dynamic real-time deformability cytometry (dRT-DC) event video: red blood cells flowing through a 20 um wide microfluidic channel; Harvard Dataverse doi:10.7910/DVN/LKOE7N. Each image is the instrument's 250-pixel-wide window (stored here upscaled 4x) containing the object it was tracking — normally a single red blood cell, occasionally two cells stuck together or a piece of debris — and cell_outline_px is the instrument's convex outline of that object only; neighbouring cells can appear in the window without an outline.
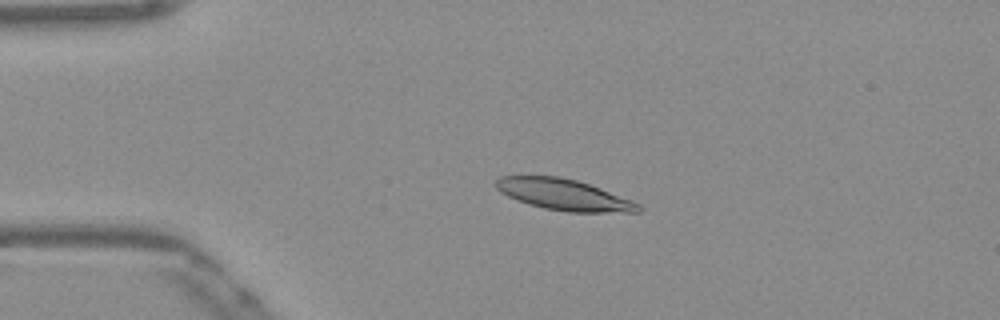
{"species": "Egyptian fruit bat (a non-hibernating species)", "species_latin": "Rousettus aegyptiacus", "temperature_condition": "warm", "stored_images_in_passage": 53, "camera_frame_rate_fps": 3000, "um_per_image_px": 0.085, "frame": {"image": 1, "passage_image": 12, "time_ms": 3.667, "image_size_px": [1000, 320], "cell_outline_px": [[644, 208], [640, 212], [568, 212], [544, 208], [528, 204], [516, 200], [500, 192], [496, 188], [496, 180], [500, 176], [560, 176], [576, 180], [600, 188], [632, 200], [640, 204]], "centroid_in_image_um": [47.94, 16.55], "position_along_channel_um": 37.1, "area_um2": 25.84}}
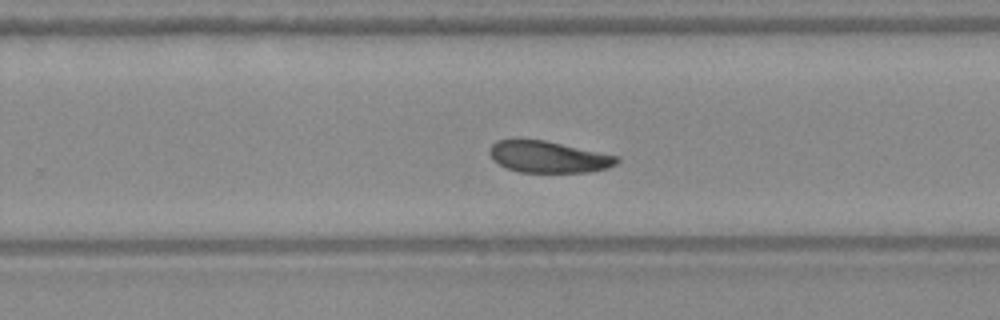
{"frame": {"image": 2, "passage_image": 34, "time_ms": 11.0, "image_size_px": [1000, 320], "cell_outline_px": [[620, 160], [616, 164], [608, 168], [592, 172], [520, 172], [508, 168], [492, 160], [488, 152], [492, 144], [496, 140], [544, 140], [620, 156]], "centroid_in_image_um": [46.65, 13.34], "position_along_channel_um": 283.2, "area_um2": 23.41}}
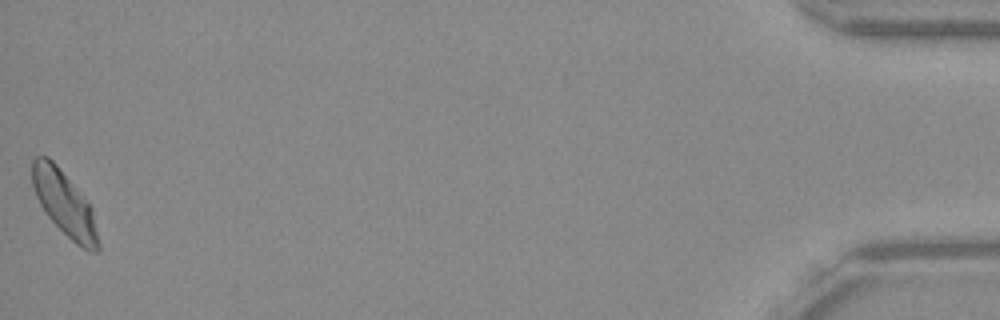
{"frame": {"image": 3, "passage_image": 53, "time_ms": 17.333, "image_size_px": [1000, 320], "cell_outline_px": [[100, 252], [88, 252], [76, 244], [44, 212], [36, 196], [32, 184], [32, 160], [36, 156], [48, 156], [56, 164], [92, 208], [100, 244]], "centroid_in_image_um": [5.48, 17.33], "position_along_channel_um": 429.7, "area_um2": 24.57}, "authors_computed_cell_mechanics": {"area_um2": 24.9118, "velocity_mm_per_s": 3.8347, "shape_relaxation_time_tau1_ms": 7.9015, "shape_relaxation_time_tau2_ms": 4.3296, "deformation_change_tau1": 0.1786, "deformation_change_tau2": 0.1056}}